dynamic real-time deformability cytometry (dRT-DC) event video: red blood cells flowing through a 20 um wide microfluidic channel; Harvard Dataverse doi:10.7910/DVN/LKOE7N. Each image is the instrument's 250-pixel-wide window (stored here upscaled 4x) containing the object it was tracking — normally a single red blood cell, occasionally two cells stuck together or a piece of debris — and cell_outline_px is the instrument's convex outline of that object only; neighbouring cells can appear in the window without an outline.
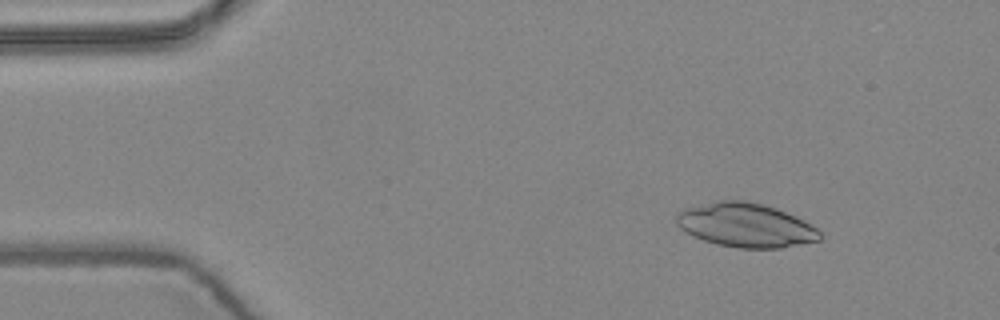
{"species": "common noctule bat (a hibernating species)", "species_latin": "Nyctalus noctula", "temperature_condition": "warm", "stored_images_in_passage": 5, "camera_frame_rate_fps": 3000, "um_per_image_px": 0.085, "animal": {"sex": "female", "body_mass_g": 24.6, "forearm_length_mm": 56.2}, "frame": {"image": 1, "passage_image": 1, "time_ms": 0.0, "image_size_px": [1000, 320], "cell_outline_px": [[824, 236], [820, 240], [780, 248], [736, 248], [716, 244], [704, 240], [680, 228], [676, 224], [676, 212], [684, 208], [716, 200], [744, 200], [776, 208], [804, 220], [816, 228]], "centroid_in_image_um": [63.37, 19.13], "position_along_channel_um": 21.6, "area_um2": 36.82}}